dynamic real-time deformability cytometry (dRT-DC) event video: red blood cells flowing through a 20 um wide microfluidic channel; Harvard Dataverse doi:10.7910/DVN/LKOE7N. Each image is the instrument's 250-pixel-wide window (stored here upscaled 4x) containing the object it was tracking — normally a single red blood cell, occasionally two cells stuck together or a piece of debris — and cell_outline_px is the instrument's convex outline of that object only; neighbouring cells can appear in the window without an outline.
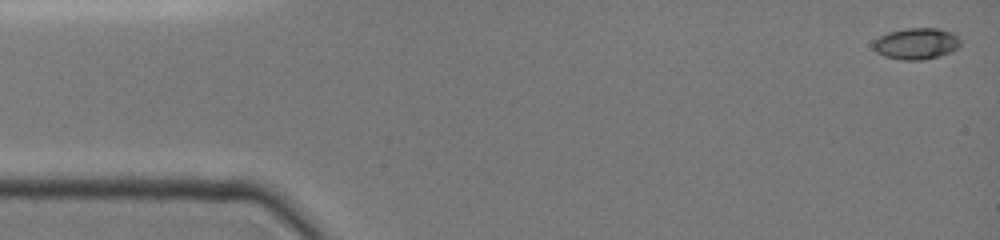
{"species": "common noctule bat (a hibernating species)", "species_latin": "Nyctalus noctula", "temperature_condition": "cold", "stored_images_in_passage": 37, "camera_frame_rate_fps": 3000, "um_per_image_px": 0.085, "animal": {"sex": "female", "body_mass_g": 19.0, "forearm_length_mm": 51.5}, "frame": {"image": 1, "passage_image": 1, "time_ms": 0.0, "image_size_px": [1000, 240], "cell_outline_px": [[960, 48], [936, 56], [920, 60], [904, 60], [884, 56], [876, 52], [872, 48], [872, 40], [888, 32], [908, 28], [940, 28], [952, 32], [960, 40]], "centroid_in_image_um": [77.85, 3.69], "position_along_channel_um": 7.2, "area_um2": 15.95}}
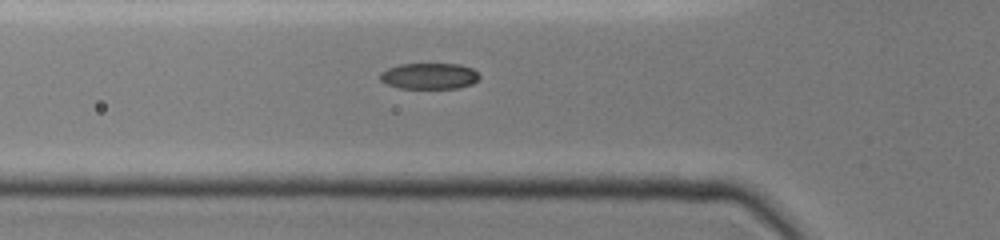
{"frame": {"image": 2, "passage_image": 26, "time_ms": 5.0, "image_size_px": [1000, 240], "cell_outline_px": [[480, 80], [472, 84], [460, 88], [400, 88], [388, 84], [380, 80], [380, 72], [388, 68], [400, 64], [460, 64], [472, 68], [480, 76]], "centroid_in_image_um": [36.52, 6.46], "position_along_channel_um": 89.3, "area_um2": 15.14}}
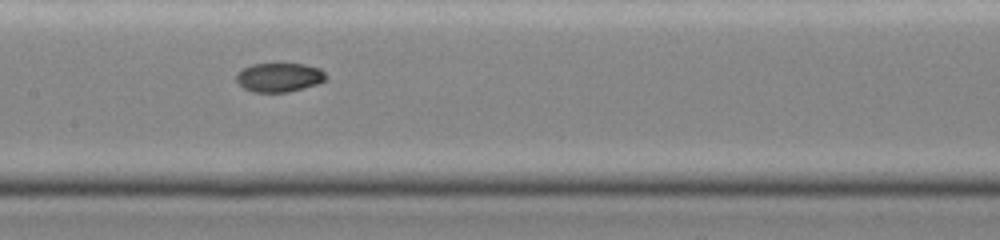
{"frame": {"image": 3, "passage_image": 36, "time_ms": 7.333, "image_size_px": [1000, 240], "cell_outline_px": [[328, 76], [324, 80], [316, 84], [304, 88], [288, 92], [256, 92], [244, 88], [236, 80], [236, 72], [252, 64], [304, 64], [320, 68]], "centroid_in_image_um": [23.74, 6.57], "position_along_channel_um": 183.7, "area_um2": 15.09}}